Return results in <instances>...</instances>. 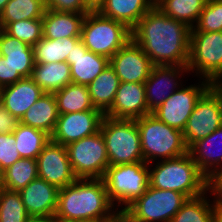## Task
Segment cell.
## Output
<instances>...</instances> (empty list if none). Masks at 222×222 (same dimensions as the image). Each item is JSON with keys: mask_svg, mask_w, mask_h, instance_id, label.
Here are the masks:
<instances>
[{"mask_svg": "<svg viewBox=\"0 0 222 222\" xmlns=\"http://www.w3.org/2000/svg\"><path fill=\"white\" fill-rule=\"evenodd\" d=\"M190 27L153 6L131 30L132 40L154 65L187 66Z\"/></svg>", "mask_w": 222, "mask_h": 222, "instance_id": "1", "label": "cell"}, {"mask_svg": "<svg viewBox=\"0 0 222 222\" xmlns=\"http://www.w3.org/2000/svg\"><path fill=\"white\" fill-rule=\"evenodd\" d=\"M119 215L108 197L103 179H77L59 189L56 221L112 222Z\"/></svg>", "mask_w": 222, "mask_h": 222, "instance_id": "2", "label": "cell"}, {"mask_svg": "<svg viewBox=\"0 0 222 222\" xmlns=\"http://www.w3.org/2000/svg\"><path fill=\"white\" fill-rule=\"evenodd\" d=\"M155 162V166L148 164L150 187L181 192L188 198L200 196L209 189V180L189 153Z\"/></svg>", "mask_w": 222, "mask_h": 222, "instance_id": "3", "label": "cell"}, {"mask_svg": "<svg viewBox=\"0 0 222 222\" xmlns=\"http://www.w3.org/2000/svg\"><path fill=\"white\" fill-rule=\"evenodd\" d=\"M140 134L144 162L167 160L188 153L183 132L170 127L152 113L135 119Z\"/></svg>", "mask_w": 222, "mask_h": 222, "instance_id": "4", "label": "cell"}, {"mask_svg": "<svg viewBox=\"0 0 222 222\" xmlns=\"http://www.w3.org/2000/svg\"><path fill=\"white\" fill-rule=\"evenodd\" d=\"M102 179L111 203L121 213L149 187L148 164L140 161L109 165Z\"/></svg>", "mask_w": 222, "mask_h": 222, "instance_id": "5", "label": "cell"}, {"mask_svg": "<svg viewBox=\"0 0 222 222\" xmlns=\"http://www.w3.org/2000/svg\"><path fill=\"white\" fill-rule=\"evenodd\" d=\"M131 39V29L125 24L103 16L99 11L86 13L81 40L89 51L110 59Z\"/></svg>", "mask_w": 222, "mask_h": 222, "instance_id": "6", "label": "cell"}, {"mask_svg": "<svg viewBox=\"0 0 222 222\" xmlns=\"http://www.w3.org/2000/svg\"><path fill=\"white\" fill-rule=\"evenodd\" d=\"M100 131L105 140L109 165L144 161L135 119H114L104 116Z\"/></svg>", "mask_w": 222, "mask_h": 222, "instance_id": "7", "label": "cell"}, {"mask_svg": "<svg viewBox=\"0 0 222 222\" xmlns=\"http://www.w3.org/2000/svg\"><path fill=\"white\" fill-rule=\"evenodd\" d=\"M188 197L181 192L148 187L120 214L128 222H171Z\"/></svg>", "mask_w": 222, "mask_h": 222, "instance_id": "8", "label": "cell"}, {"mask_svg": "<svg viewBox=\"0 0 222 222\" xmlns=\"http://www.w3.org/2000/svg\"><path fill=\"white\" fill-rule=\"evenodd\" d=\"M189 73L222 85V31L190 32Z\"/></svg>", "mask_w": 222, "mask_h": 222, "instance_id": "9", "label": "cell"}, {"mask_svg": "<svg viewBox=\"0 0 222 222\" xmlns=\"http://www.w3.org/2000/svg\"><path fill=\"white\" fill-rule=\"evenodd\" d=\"M77 179H102L109 166L101 131L65 146Z\"/></svg>", "mask_w": 222, "mask_h": 222, "instance_id": "10", "label": "cell"}, {"mask_svg": "<svg viewBox=\"0 0 222 222\" xmlns=\"http://www.w3.org/2000/svg\"><path fill=\"white\" fill-rule=\"evenodd\" d=\"M222 125V85H212L196 102L183 130L189 148Z\"/></svg>", "mask_w": 222, "mask_h": 222, "instance_id": "11", "label": "cell"}, {"mask_svg": "<svg viewBox=\"0 0 222 222\" xmlns=\"http://www.w3.org/2000/svg\"><path fill=\"white\" fill-rule=\"evenodd\" d=\"M197 80H200L197 83L198 85L191 84L190 86H185V84H183V86L173 92L153 111L152 114L168 126L183 132L196 102L213 85L209 80L203 78Z\"/></svg>", "mask_w": 222, "mask_h": 222, "instance_id": "12", "label": "cell"}, {"mask_svg": "<svg viewBox=\"0 0 222 222\" xmlns=\"http://www.w3.org/2000/svg\"><path fill=\"white\" fill-rule=\"evenodd\" d=\"M105 114L101 110L60 114L51 141L66 146L100 131Z\"/></svg>", "mask_w": 222, "mask_h": 222, "instance_id": "13", "label": "cell"}, {"mask_svg": "<svg viewBox=\"0 0 222 222\" xmlns=\"http://www.w3.org/2000/svg\"><path fill=\"white\" fill-rule=\"evenodd\" d=\"M38 178L63 188L77 180L66 147L49 141L37 157Z\"/></svg>", "mask_w": 222, "mask_h": 222, "instance_id": "14", "label": "cell"}, {"mask_svg": "<svg viewBox=\"0 0 222 222\" xmlns=\"http://www.w3.org/2000/svg\"><path fill=\"white\" fill-rule=\"evenodd\" d=\"M189 74L187 66L154 65L144 83L147 110L155 111L173 92L181 86V78ZM181 81V82H180Z\"/></svg>", "mask_w": 222, "mask_h": 222, "instance_id": "15", "label": "cell"}, {"mask_svg": "<svg viewBox=\"0 0 222 222\" xmlns=\"http://www.w3.org/2000/svg\"><path fill=\"white\" fill-rule=\"evenodd\" d=\"M120 82L145 83L154 64L132 39L110 58Z\"/></svg>", "mask_w": 222, "mask_h": 222, "instance_id": "16", "label": "cell"}, {"mask_svg": "<svg viewBox=\"0 0 222 222\" xmlns=\"http://www.w3.org/2000/svg\"><path fill=\"white\" fill-rule=\"evenodd\" d=\"M104 114L114 119H137L150 114L144 83L120 82L112 106Z\"/></svg>", "mask_w": 222, "mask_h": 222, "instance_id": "17", "label": "cell"}, {"mask_svg": "<svg viewBox=\"0 0 222 222\" xmlns=\"http://www.w3.org/2000/svg\"><path fill=\"white\" fill-rule=\"evenodd\" d=\"M66 62L70 65L72 82L85 86L110 65L108 57L89 51L81 39L75 44Z\"/></svg>", "mask_w": 222, "mask_h": 222, "instance_id": "18", "label": "cell"}, {"mask_svg": "<svg viewBox=\"0 0 222 222\" xmlns=\"http://www.w3.org/2000/svg\"><path fill=\"white\" fill-rule=\"evenodd\" d=\"M29 216L54 217L58 205L59 188L37 178L19 191Z\"/></svg>", "mask_w": 222, "mask_h": 222, "instance_id": "19", "label": "cell"}, {"mask_svg": "<svg viewBox=\"0 0 222 222\" xmlns=\"http://www.w3.org/2000/svg\"><path fill=\"white\" fill-rule=\"evenodd\" d=\"M45 92L32 80L23 77L0 89V103L19 120Z\"/></svg>", "mask_w": 222, "mask_h": 222, "instance_id": "20", "label": "cell"}, {"mask_svg": "<svg viewBox=\"0 0 222 222\" xmlns=\"http://www.w3.org/2000/svg\"><path fill=\"white\" fill-rule=\"evenodd\" d=\"M200 172L210 180L222 168V125L188 148Z\"/></svg>", "mask_w": 222, "mask_h": 222, "instance_id": "21", "label": "cell"}, {"mask_svg": "<svg viewBox=\"0 0 222 222\" xmlns=\"http://www.w3.org/2000/svg\"><path fill=\"white\" fill-rule=\"evenodd\" d=\"M86 13L59 12L46 9L42 18L43 37L53 40L81 38V27Z\"/></svg>", "mask_w": 222, "mask_h": 222, "instance_id": "22", "label": "cell"}, {"mask_svg": "<svg viewBox=\"0 0 222 222\" xmlns=\"http://www.w3.org/2000/svg\"><path fill=\"white\" fill-rule=\"evenodd\" d=\"M0 55L3 56L22 77H31L34 69L32 46L0 29Z\"/></svg>", "mask_w": 222, "mask_h": 222, "instance_id": "23", "label": "cell"}, {"mask_svg": "<svg viewBox=\"0 0 222 222\" xmlns=\"http://www.w3.org/2000/svg\"><path fill=\"white\" fill-rule=\"evenodd\" d=\"M154 3V0H106L98 11L132 30Z\"/></svg>", "mask_w": 222, "mask_h": 222, "instance_id": "24", "label": "cell"}, {"mask_svg": "<svg viewBox=\"0 0 222 222\" xmlns=\"http://www.w3.org/2000/svg\"><path fill=\"white\" fill-rule=\"evenodd\" d=\"M59 117L54 93L41 96L20 119V123L52 135Z\"/></svg>", "mask_w": 222, "mask_h": 222, "instance_id": "25", "label": "cell"}, {"mask_svg": "<svg viewBox=\"0 0 222 222\" xmlns=\"http://www.w3.org/2000/svg\"><path fill=\"white\" fill-rule=\"evenodd\" d=\"M31 78L45 93H55L72 83L67 62L35 63Z\"/></svg>", "mask_w": 222, "mask_h": 222, "instance_id": "26", "label": "cell"}, {"mask_svg": "<svg viewBox=\"0 0 222 222\" xmlns=\"http://www.w3.org/2000/svg\"><path fill=\"white\" fill-rule=\"evenodd\" d=\"M119 84V77L109 65L87 86L94 108L105 113L112 106Z\"/></svg>", "mask_w": 222, "mask_h": 222, "instance_id": "27", "label": "cell"}, {"mask_svg": "<svg viewBox=\"0 0 222 222\" xmlns=\"http://www.w3.org/2000/svg\"><path fill=\"white\" fill-rule=\"evenodd\" d=\"M154 2V6L163 14L193 28L207 0H154Z\"/></svg>", "mask_w": 222, "mask_h": 222, "instance_id": "28", "label": "cell"}, {"mask_svg": "<svg viewBox=\"0 0 222 222\" xmlns=\"http://www.w3.org/2000/svg\"><path fill=\"white\" fill-rule=\"evenodd\" d=\"M54 95L59 115L86 110H99L92 105L88 88L85 85L72 82L55 92Z\"/></svg>", "mask_w": 222, "mask_h": 222, "instance_id": "29", "label": "cell"}, {"mask_svg": "<svg viewBox=\"0 0 222 222\" xmlns=\"http://www.w3.org/2000/svg\"><path fill=\"white\" fill-rule=\"evenodd\" d=\"M209 189L202 195L188 198L171 222H212L214 211L219 203L208 198ZM208 198V199H207Z\"/></svg>", "mask_w": 222, "mask_h": 222, "instance_id": "30", "label": "cell"}, {"mask_svg": "<svg viewBox=\"0 0 222 222\" xmlns=\"http://www.w3.org/2000/svg\"><path fill=\"white\" fill-rule=\"evenodd\" d=\"M13 134L21 158L37 159L43 148L51 140V136L46 132L22 123L18 124Z\"/></svg>", "mask_w": 222, "mask_h": 222, "instance_id": "31", "label": "cell"}, {"mask_svg": "<svg viewBox=\"0 0 222 222\" xmlns=\"http://www.w3.org/2000/svg\"><path fill=\"white\" fill-rule=\"evenodd\" d=\"M81 38H61L53 40L42 38L34 47L35 63H55L66 62L67 57L71 54L75 44Z\"/></svg>", "mask_w": 222, "mask_h": 222, "instance_id": "32", "label": "cell"}, {"mask_svg": "<svg viewBox=\"0 0 222 222\" xmlns=\"http://www.w3.org/2000/svg\"><path fill=\"white\" fill-rule=\"evenodd\" d=\"M46 9L44 0H10L0 14V29L7 23L42 19Z\"/></svg>", "mask_w": 222, "mask_h": 222, "instance_id": "33", "label": "cell"}, {"mask_svg": "<svg viewBox=\"0 0 222 222\" xmlns=\"http://www.w3.org/2000/svg\"><path fill=\"white\" fill-rule=\"evenodd\" d=\"M37 178V160L20 158L4 170V175L0 182L4 189L20 191Z\"/></svg>", "mask_w": 222, "mask_h": 222, "instance_id": "34", "label": "cell"}, {"mask_svg": "<svg viewBox=\"0 0 222 222\" xmlns=\"http://www.w3.org/2000/svg\"><path fill=\"white\" fill-rule=\"evenodd\" d=\"M7 34L34 47L43 38L42 19H27L7 23L2 28Z\"/></svg>", "mask_w": 222, "mask_h": 222, "instance_id": "35", "label": "cell"}, {"mask_svg": "<svg viewBox=\"0 0 222 222\" xmlns=\"http://www.w3.org/2000/svg\"><path fill=\"white\" fill-rule=\"evenodd\" d=\"M28 217L19 191L3 188L0 196V222H25Z\"/></svg>", "mask_w": 222, "mask_h": 222, "instance_id": "36", "label": "cell"}, {"mask_svg": "<svg viewBox=\"0 0 222 222\" xmlns=\"http://www.w3.org/2000/svg\"><path fill=\"white\" fill-rule=\"evenodd\" d=\"M222 31V0H207L196 25L190 32Z\"/></svg>", "mask_w": 222, "mask_h": 222, "instance_id": "37", "label": "cell"}, {"mask_svg": "<svg viewBox=\"0 0 222 222\" xmlns=\"http://www.w3.org/2000/svg\"><path fill=\"white\" fill-rule=\"evenodd\" d=\"M14 134H0V163L4 170L21 158Z\"/></svg>", "mask_w": 222, "mask_h": 222, "instance_id": "38", "label": "cell"}, {"mask_svg": "<svg viewBox=\"0 0 222 222\" xmlns=\"http://www.w3.org/2000/svg\"><path fill=\"white\" fill-rule=\"evenodd\" d=\"M46 8L59 12L88 13L91 10L83 0H44Z\"/></svg>", "mask_w": 222, "mask_h": 222, "instance_id": "39", "label": "cell"}, {"mask_svg": "<svg viewBox=\"0 0 222 222\" xmlns=\"http://www.w3.org/2000/svg\"><path fill=\"white\" fill-rule=\"evenodd\" d=\"M23 77L14 71L12 65L0 55V89L16 83Z\"/></svg>", "mask_w": 222, "mask_h": 222, "instance_id": "40", "label": "cell"}, {"mask_svg": "<svg viewBox=\"0 0 222 222\" xmlns=\"http://www.w3.org/2000/svg\"><path fill=\"white\" fill-rule=\"evenodd\" d=\"M20 120L0 103V134H13Z\"/></svg>", "mask_w": 222, "mask_h": 222, "instance_id": "41", "label": "cell"}, {"mask_svg": "<svg viewBox=\"0 0 222 222\" xmlns=\"http://www.w3.org/2000/svg\"><path fill=\"white\" fill-rule=\"evenodd\" d=\"M222 205V168L209 180V196Z\"/></svg>", "mask_w": 222, "mask_h": 222, "instance_id": "42", "label": "cell"}, {"mask_svg": "<svg viewBox=\"0 0 222 222\" xmlns=\"http://www.w3.org/2000/svg\"><path fill=\"white\" fill-rule=\"evenodd\" d=\"M91 11H98L106 0H83Z\"/></svg>", "mask_w": 222, "mask_h": 222, "instance_id": "43", "label": "cell"}, {"mask_svg": "<svg viewBox=\"0 0 222 222\" xmlns=\"http://www.w3.org/2000/svg\"><path fill=\"white\" fill-rule=\"evenodd\" d=\"M25 222H57L54 217L29 216Z\"/></svg>", "mask_w": 222, "mask_h": 222, "instance_id": "44", "label": "cell"}, {"mask_svg": "<svg viewBox=\"0 0 222 222\" xmlns=\"http://www.w3.org/2000/svg\"><path fill=\"white\" fill-rule=\"evenodd\" d=\"M212 222H222V205L221 204H219L216 207Z\"/></svg>", "mask_w": 222, "mask_h": 222, "instance_id": "45", "label": "cell"}, {"mask_svg": "<svg viewBox=\"0 0 222 222\" xmlns=\"http://www.w3.org/2000/svg\"><path fill=\"white\" fill-rule=\"evenodd\" d=\"M57 222H102L98 220H93V219H86V220H79V221H57Z\"/></svg>", "mask_w": 222, "mask_h": 222, "instance_id": "46", "label": "cell"}, {"mask_svg": "<svg viewBox=\"0 0 222 222\" xmlns=\"http://www.w3.org/2000/svg\"><path fill=\"white\" fill-rule=\"evenodd\" d=\"M10 0H0V14L3 11L4 7Z\"/></svg>", "mask_w": 222, "mask_h": 222, "instance_id": "47", "label": "cell"}, {"mask_svg": "<svg viewBox=\"0 0 222 222\" xmlns=\"http://www.w3.org/2000/svg\"><path fill=\"white\" fill-rule=\"evenodd\" d=\"M112 222H128L121 214Z\"/></svg>", "mask_w": 222, "mask_h": 222, "instance_id": "48", "label": "cell"}, {"mask_svg": "<svg viewBox=\"0 0 222 222\" xmlns=\"http://www.w3.org/2000/svg\"><path fill=\"white\" fill-rule=\"evenodd\" d=\"M4 175V168L2 167L1 163H0V181L2 180Z\"/></svg>", "mask_w": 222, "mask_h": 222, "instance_id": "49", "label": "cell"}, {"mask_svg": "<svg viewBox=\"0 0 222 222\" xmlns=\"http://www.w3.org/2000/svg\"><path fill=\"white\" fill-rule=\"evenodd\" d=\"M2 189H3V187H2V184L0 182V196H1V193H2Z\"/></svg>", "mask_w": 222, "mask_h": 222, "instance_id": "50", "label": "cell"}]
</instances>
